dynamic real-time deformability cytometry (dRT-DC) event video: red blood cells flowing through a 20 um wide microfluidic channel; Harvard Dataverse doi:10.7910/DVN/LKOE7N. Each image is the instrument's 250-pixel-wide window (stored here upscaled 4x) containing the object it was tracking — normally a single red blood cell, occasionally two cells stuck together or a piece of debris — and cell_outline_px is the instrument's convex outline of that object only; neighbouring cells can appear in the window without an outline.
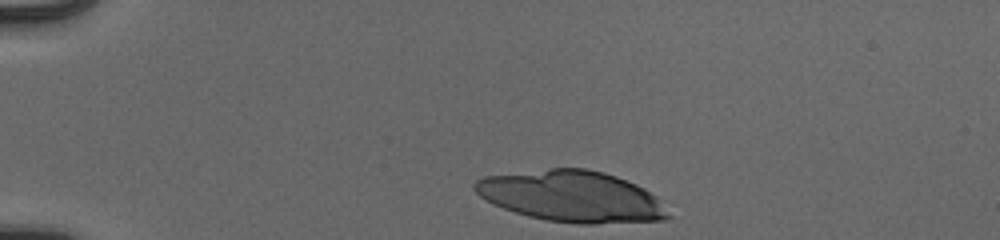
{"species": "human", "species_latin": "Homo sapiens", "temperature_condition": "cold", "stored_images_in_passage": 11, "camera_frame_rate_fps": 3000, "um_per_image_px": 0.085, "donor": {"sex": "male"}, "frame": {"image": 1, "passage_image": 1, "time_ms": 0.0, "image_size_px": [1000, 240], "cell_outline_px": [[672, 216], [664, 220], [596, 224], [576, 224], [548, 220], [528, 216], [492, 204], [480, 196], [472, 188], [472, 184], [476, 180], [484, 176], [552, 168], [588, 168], [604, 172], [616, 176], [636, 184], [644, 188], [656, 196]], "centroid_in_image_um": [48.6, 16.69], "position_along_channel_um": 36.4, "area_um2": 57.8}}